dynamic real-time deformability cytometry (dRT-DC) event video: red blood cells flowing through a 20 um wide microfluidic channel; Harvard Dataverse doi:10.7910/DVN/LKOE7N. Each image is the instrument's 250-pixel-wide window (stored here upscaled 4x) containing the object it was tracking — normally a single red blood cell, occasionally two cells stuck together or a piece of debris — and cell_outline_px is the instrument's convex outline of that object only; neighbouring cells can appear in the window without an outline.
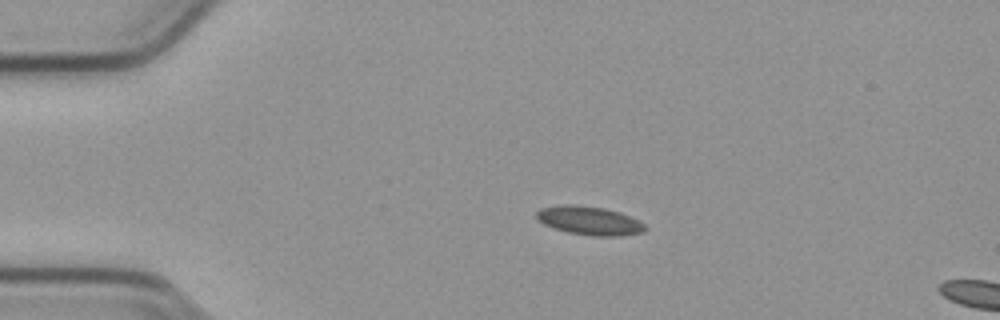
{"species": "common noctule bat (a hibernating species)", "species_latin": "Nyctalus noctula", "temperature_condition": "cold", "stored_images_in_passage": 15, "camera_frame_rate_fps": 3000, "um_per_image_px": 0.085, "animal": {"sex": "male", "body_mass_g": 23.1, "forearm_length_mm": 52.7}, "frame": {"image": 1, "passage_image": 11, "time_ms": 3.333, "image_size_px": [1000, 320], "cell_outline_px": [[644, 232], [620, 236], [592, 236], [568, 232], [544, 224], [536, 216], [536, 212], [540, 208], [560, 204], [576, 204], [604, 208], [620, 212], [644, 224]], "centroid_in_image_um": [50.07, 18.74], "position_along_channel_um": 34.9, "area_um2": 17.98}}